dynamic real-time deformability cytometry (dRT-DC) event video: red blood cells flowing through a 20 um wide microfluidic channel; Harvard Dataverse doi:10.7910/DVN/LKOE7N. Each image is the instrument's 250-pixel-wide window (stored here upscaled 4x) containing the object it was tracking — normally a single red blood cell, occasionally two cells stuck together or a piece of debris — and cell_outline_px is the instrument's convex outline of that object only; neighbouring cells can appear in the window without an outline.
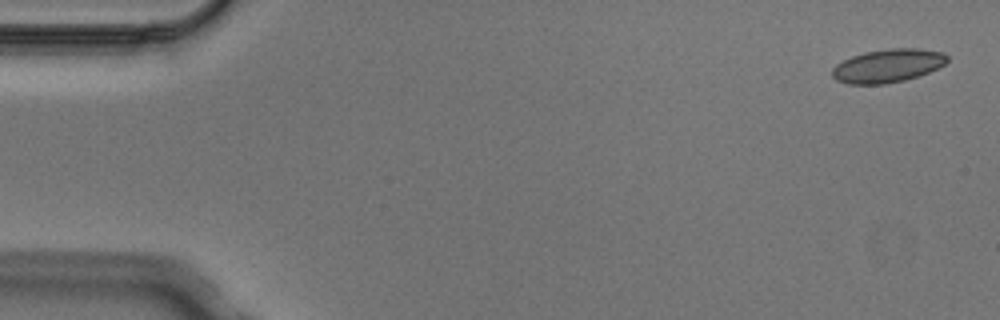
{"species": "Egyptian fruit bat (a non-hibernating species)", "species_latin": "Rousettus aegyptiacus", "temperature_condition": "cold", "stored_images_in_passage": 4, "camera_frame_rate_fps": 3000, "um_per_image_px": 0.085, "animal": {"sex": "male"}, "frame": {"image": 1, "passage_image": 1, "time_ms": 0.0, "image_size_px": [1000, 320], "cell_outline_px": [[948, 60], [944, 64], [928, 72], [904, 80], [884, 84], [848, 84], [836, 80], [832, 76], [832, 68], [836, 64], [852, 56], [864, 52], [888, 48], [916, 48], [944, 52], [948, 56]], "centroid_in_image_um": [75.44, 5.58], "position_along_channel_um": 9.6, "area_um2": 22.31}}
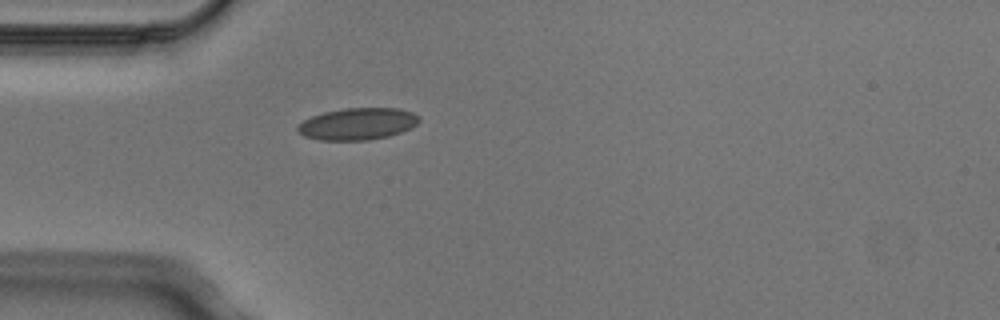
{"frame": {"image": 2, "passage_image": 4, "time_ms": 1.0, "image_size_px": [1000, 320], "cell_outline_px": [[420, 120], [416, 124], [400, 132], [388, 136], [368, 140], [320, 140], [304, 136], [296, 128], [296, 124], [312, 116], [324, 112], [344, 108], [400, 108], [412, 112], [420, 116]], "centroid_in_image_um": [30.38, 10.52], "position_along_channel_um": 54.6, "area_um2": 22.54}}